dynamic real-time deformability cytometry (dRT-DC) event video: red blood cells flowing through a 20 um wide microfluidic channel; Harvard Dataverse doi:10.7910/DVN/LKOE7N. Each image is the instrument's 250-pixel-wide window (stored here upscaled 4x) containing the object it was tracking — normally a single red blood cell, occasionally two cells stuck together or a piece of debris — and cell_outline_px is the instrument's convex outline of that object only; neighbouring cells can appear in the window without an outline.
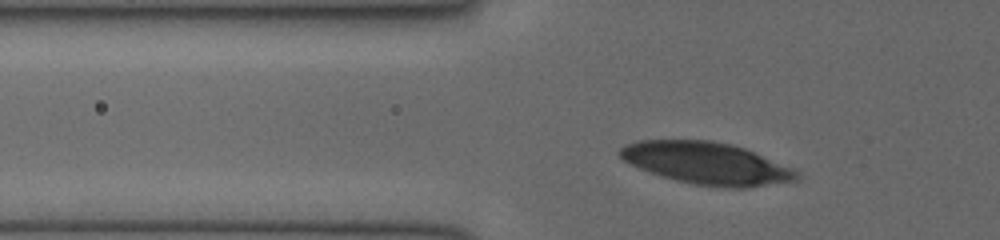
{"species": "human", "species_latin": "Homo sapiens", "temperature_condition": "cold", "stored_images_in_passage": 32, "camera_frame_rate_fps": 3000, "um_per_image_px": 0.085, "donor": {"sex": "female"}, "frame": {"image": 1, "passage_image": 7, "time_ms": 2.0, "image_size_px": [1000, 240], "cell_outline_px": [[800, 176], [796, 180], [748, 188], [724, 188], [696, 184], [676, 180], [628, 164], [616, 152], [620, 148], [628, 144], [640, 140], [712, 140], [732, 144], [744, 148], [792, 168]], "centroid_in_image_um": [60.05, 13.87], "position_along_channel_um": 65.7, "area_um2": 43.0}}
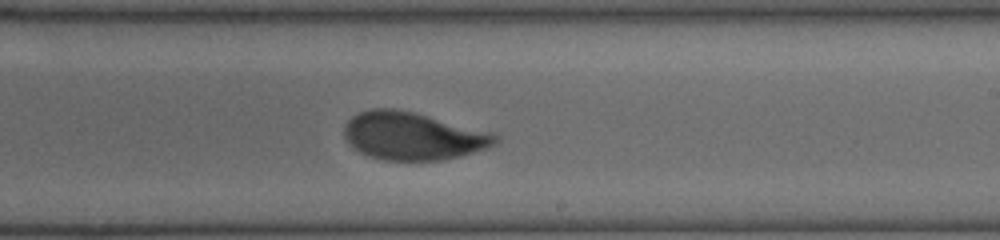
{"frame": {"image": 2, "passage_image": 21, "time_ms": 6.667, "image_size_px": [1000, 240], "cell_outline_px": [[500, 140], [496, 144], [488, 148], [460, 156], [440, 160], [384, 160], [368, 156], [352, 148], [344, 136], [344, 128], [348, 120], [352, 116], [360, 112], [372, 108], [396, 108], [492, 132], [500, 136]], "centroid_in_image_um": [35.09, 11.56], "position_along_channel_um": 253.9, "area_um2": 42.08}}
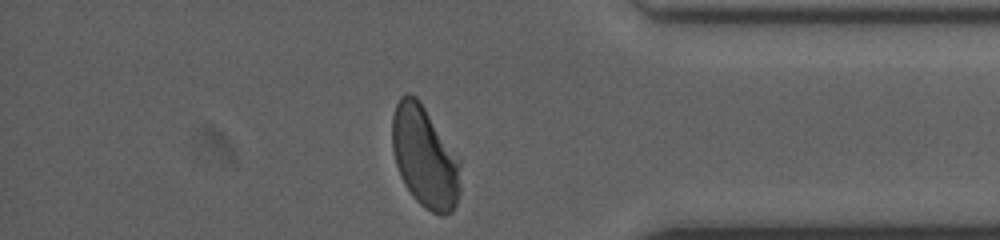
{"frame": {"image": 3, "passage_image": 32, "time_ms": 10.333, "image_size_px": [1000, 240], "cell_outline_px": [[460, 192], [456, 204], [452, 212], [440, 216], [424, 208], [416, 200], [404, 184], [400, 176], [396, 164], [392, 148], [392, 116], [396, 104], [400, 96], [404, 92], [408, 92], [416, 96], [420, 100], [460, 160]], "centroid_in_image_um": [36.09, 13.34], "position_along_channel_um": 399.1, "area_um2": 40.58}}